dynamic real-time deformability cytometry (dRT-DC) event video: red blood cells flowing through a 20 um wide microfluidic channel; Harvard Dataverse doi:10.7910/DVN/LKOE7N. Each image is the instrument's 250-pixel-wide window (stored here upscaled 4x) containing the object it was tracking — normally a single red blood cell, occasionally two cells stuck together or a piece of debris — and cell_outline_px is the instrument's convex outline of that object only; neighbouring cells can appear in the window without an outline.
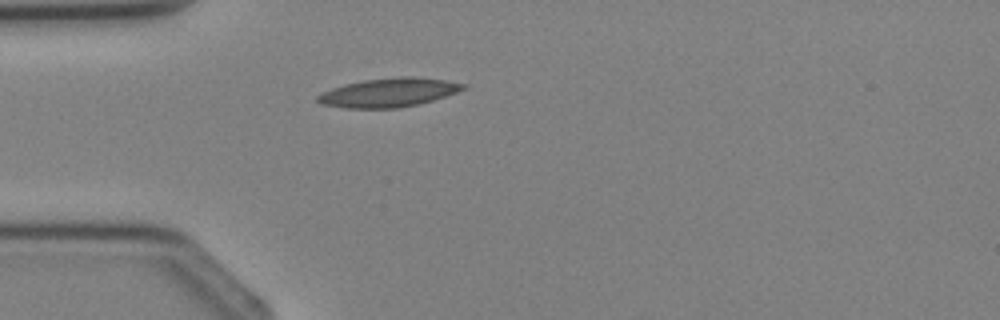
{"species": "Egyptian fruit bat (a non-hibernating species)", "species_latin": "Rousettus aegyptiacus", "temperature_condition": "cold", "stored_images_in_passage": 1, "camera_frame_rate_fps": 3000, "um_per_image_px": 0.085, "animal": {"sex": "female"}, "frame": {"image": 1, "passage_image": 1, "time_ms": 0.0, "image_size_px": [1000, 320], "cell_outline_px": [[468, 88], [420, 104], [396, 108], [344, 108], [320, 104], [316, 100], [316, 96], [320, 92], [344, 84], [364, 80], [404, 76], [444, 80], [468, 84]], "centroid_in_image_um": [33.0, 7.87], "position_along_channel_um": 52.0, "area_um2": 24.45}}